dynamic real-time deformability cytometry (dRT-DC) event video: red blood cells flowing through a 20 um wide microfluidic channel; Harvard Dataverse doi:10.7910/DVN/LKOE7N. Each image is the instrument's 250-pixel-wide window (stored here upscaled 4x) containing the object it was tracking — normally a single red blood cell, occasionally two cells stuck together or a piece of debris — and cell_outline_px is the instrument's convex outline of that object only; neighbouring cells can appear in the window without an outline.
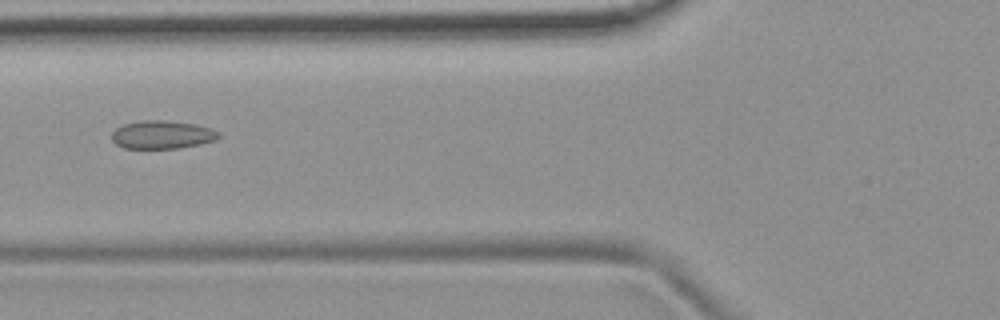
{"species": "common noctule bat (a hibernating species)", "species_latin": "Nyctalus noctula", "temperature_condition": "room temperature", "stored_images_in_passage": 6, "camera_frame_rate_fps": 3000, "um_per_image_px": 0.085, "animal": {"sex": "female", "body_mass_g": 19.9}, "frame": {"image": 1, "passage_image": 6, "time_ms": 5.667, "image_size_px": [1000, 320], "cell_outline_px": [[220, 136], [216, 140], [200, 144], [180, 148], [124, 148], [116, 144], [112, 140], [112, 132], [116, 128], [124, 124], [140, 120], [164, 120], [196, 124], [220, 132]], "centroid_in_image_um": [13.78, 11.45], "position_along_channel_um": 112.0, "area_um2": 17.57}}